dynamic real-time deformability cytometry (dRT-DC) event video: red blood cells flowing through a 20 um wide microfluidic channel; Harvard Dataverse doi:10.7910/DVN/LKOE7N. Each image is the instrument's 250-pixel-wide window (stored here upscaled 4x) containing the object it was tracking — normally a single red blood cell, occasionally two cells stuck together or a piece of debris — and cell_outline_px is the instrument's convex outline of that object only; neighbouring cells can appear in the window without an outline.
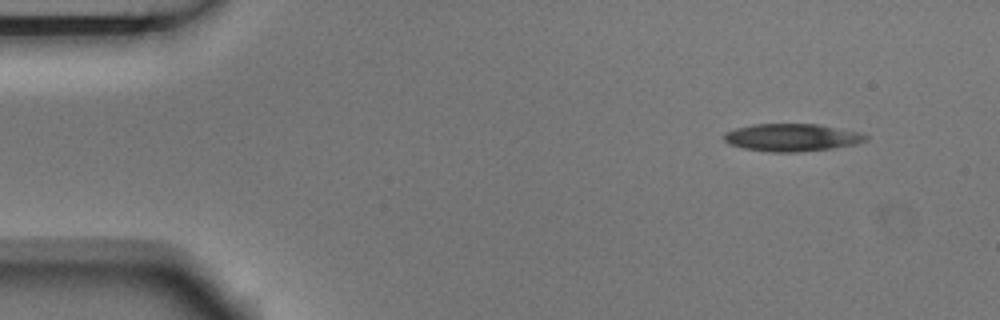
{"species": "Egyptian fruit bat (a non-hibernating species)", "species_latin": "Rousettus aegyptiacus", "temperature_condition": "room temperature", "stored_images_in_passage": 4, "camera_frame_rate_fps": 3000, "um_per_image_px": 0.085, "animal": {"sex": "male"}, "frame": {"image": 1, "passage_image": 1, "time_ms": 0.0, "image_size_px": [1000, 320], "cell_outline_px": [[868, 140], [856, 144], [832, 148], [800, 152], [772, 152], [744, 148], [728, 144], [724, 140], [724, 132], [736, 128], [752, 124], [820, 124], [860, 132], [868, 136]], "centroid_in_image_um": [67.32, 11.68], "position_along_channel_um": 17.7, "area_um2": 22.89}}
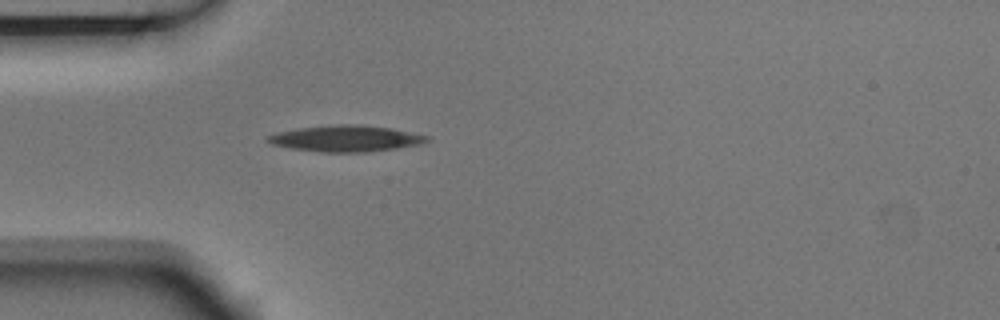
{"frame": {"image": 2, "passage_image": 4, "time_ms": 1.0, "image_size_px": [1000, 320], "cell_outline_px": [[428, 140], [420, 144], [396, 148], [364, 152], [320, 152], [292, 148], [272, 144], [264, 140], [264, 136], [276, 132], [296, 128], [332, 124], [364, 124], [392, 128], [428, 136]], "centroid_in_image_um": [29.32, 11.75], "position_along_channel_um": 55.7, "area_um2": 24.51}}